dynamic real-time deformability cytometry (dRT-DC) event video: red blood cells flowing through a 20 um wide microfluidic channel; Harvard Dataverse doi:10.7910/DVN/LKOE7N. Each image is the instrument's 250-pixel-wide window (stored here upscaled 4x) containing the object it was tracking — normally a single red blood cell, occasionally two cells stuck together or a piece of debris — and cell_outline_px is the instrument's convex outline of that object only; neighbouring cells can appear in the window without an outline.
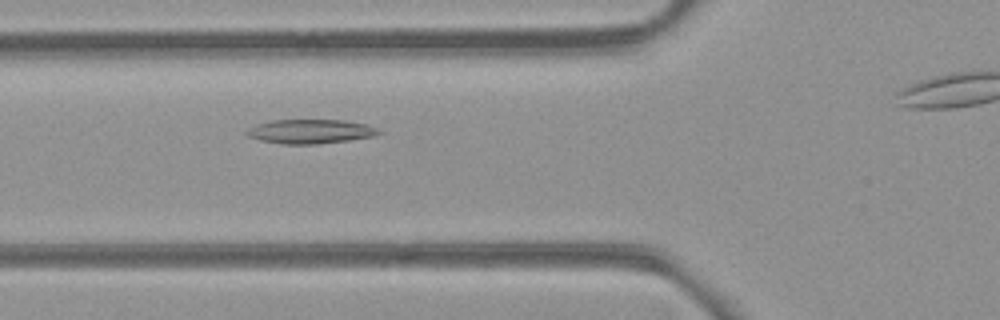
{"species": "common noctule bat (a hibernating species)", "species_latin": "Nyctalus noctula", "temperature_condition": "room temperature", "stored_images_in_passage": 31, "segment_of_instrument_passage": [1, 2], "camera_frame_rate_fps": 3000, "um_per_image_px": 0.085, "animal": {"sex": "female", "body_mass_g": 21.9}, "frame": {"image": 1, "passage_image": 7, "time_ms": 2.0, "image_size_px": [1000, 320], "cell_outline_px": [[384, 132], [372, 136], [348, 140], [316, 144], [280, 144], [260, 140], [248, 136], [244, 132], [248, 128], [256, 124], [272, 120], [344, 120], [364, 124], [376, 128]], "centroid_in_image_um": [26.33, 11.17], "position_along_channel_um": 99.5, "area_um2": 18.55}}
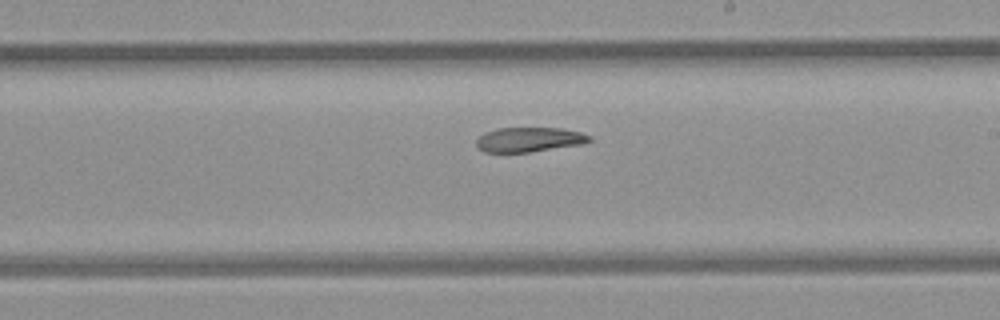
{"frame": {"image": 2, "passage_image": 18, "time_ms": 5.667, "image_size_px": [1000, 320], "cell_outline_px": [[592, 140], [584, 144], [528, 152], [484, 152], [476, 148], [476, 140], [484, 132], [496, 128], [564, 128], [580, 132], [592, 136]], "centroid_in_image_um": [44.98, 11.86], "position_along_channel_um": 244.0, "area_um2": 16.42}}
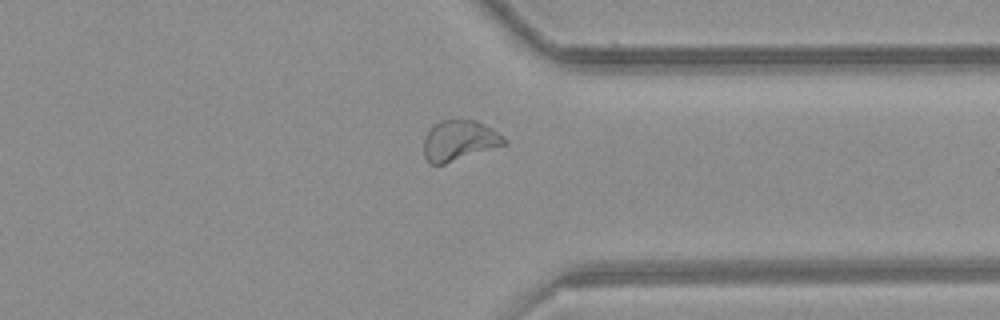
{"frame": {"image": 3, "passage_image": 28, "time_ms": 9.0, "image_size_px": [1000, 320], "cell_outline_px": [[508, 144], [444, 164], [428, 164], [424, 156], [424, 136], [428, 128], [432, 124], [440, 120], [476, 120], [492, 128], [508, 140]], "centroid_in_image_um": [39.02, 11.94], "position_along_channel_um": 372.4, "area_um2": 19.25}}